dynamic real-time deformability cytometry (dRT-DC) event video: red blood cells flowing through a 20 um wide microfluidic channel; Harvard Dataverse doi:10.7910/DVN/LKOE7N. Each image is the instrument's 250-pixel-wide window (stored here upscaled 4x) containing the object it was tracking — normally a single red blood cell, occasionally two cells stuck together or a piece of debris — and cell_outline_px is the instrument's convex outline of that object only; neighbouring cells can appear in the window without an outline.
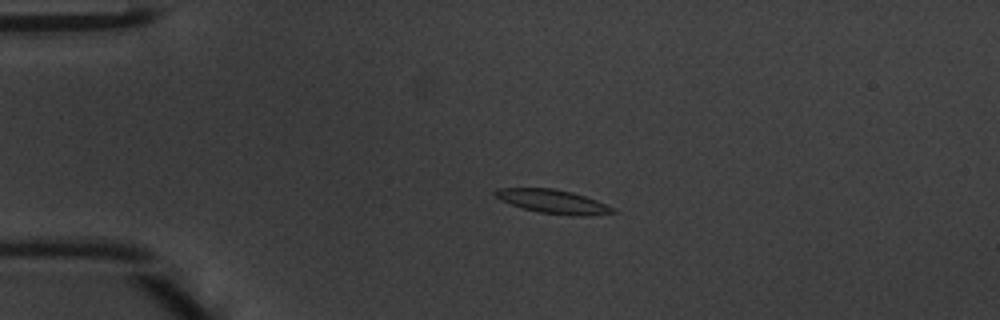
{"species": "common noctule bat (a hibernating species)", "species_latin": "Nyctalus noctula", "temperature_condition": "warm", "stored_images_in_passage": 42, "camera_frame_rate_fps": 3000, "um_per_image_px": 0.085, "animal": {"sex": "male", "body_mass_g": 20.1, "forearm_length_mm": 53.5}, "frame": {"image": 1, "passage_image": 11, "time_ms": 3.333, "image_size_px": [1000, 320], "cell_outline_px": [[616, 212], [588, 216], [576, 216], [540, 212], [524, 208], [500, 200], [492, 192], [496, 188], [552, 188], [572, 192], [596, 200], [616, 208]], "centroid_in_image_um": [47.02, 17.12], "position_along_channel_um": 38.0, "area_um2": 16.18}}
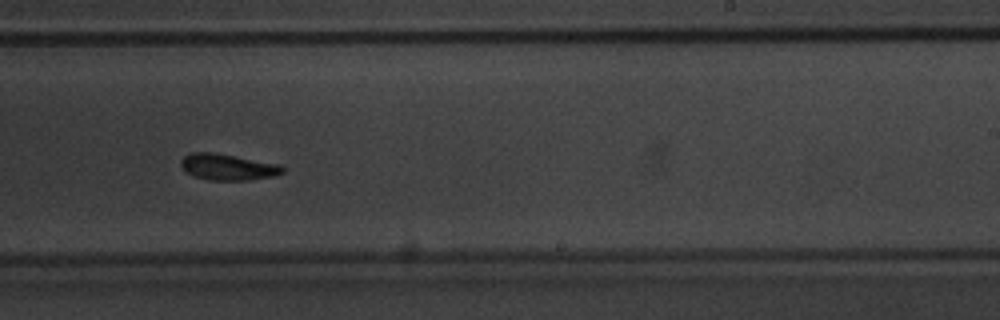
{"frame": {"image": 2, "passage_image": 30, "time_ms": 9.667, "image_size_px": [1000, 320], "cell_outline_px": [[284, 172], [276, 176], [248, 180], [208, 180], [196, 176], [188, 172], [180, 164], [180, 160], [184, 156], [192, 152], [212, 152], [280, 164], [284, 168]], "centroid_in_image_um": [19.4, 14.19], "position_along_channel_um": 269.6, "area_um2": 15.43}}
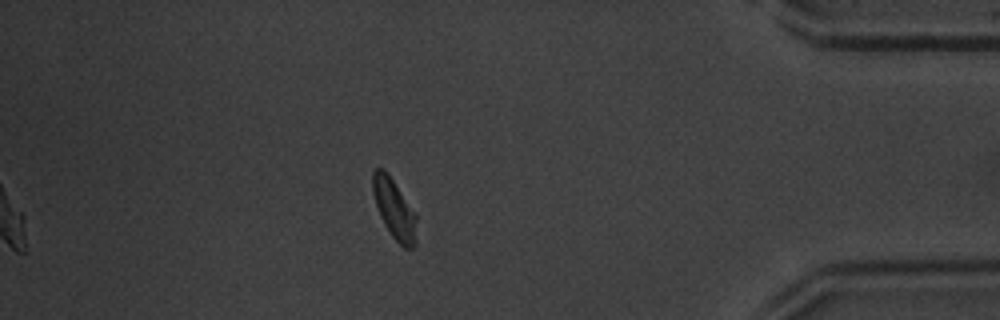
{"frame": {"image": 3, "passage_image": 42, "time_ms": 13.667, "image_size_px": [1000, 320], "cell_outline_px": [[416, 244], [412, 248], [404, 248], [392, 236], [384, 224], [380, 216], [372, 192], [372, 172], [376, 168], [384, 168], [388, 172], [416, 212]], "centroid_in_image_um": [33.52, 17.73], "position_along_channel_um": 401.7, "area_um2": 15.49}, "authors_computed_cell_mechanics": {"area_um2": 15.7216, "velocity_mm_per_s": 4.2361, "shape_relaxation_time_tau1_ms": 2.3548, "shape_relaxation_time_tau2_ms": 8.3261, "deformation_change_tau1": 0.1106, "deformation_change_tau2": 0.1672}}